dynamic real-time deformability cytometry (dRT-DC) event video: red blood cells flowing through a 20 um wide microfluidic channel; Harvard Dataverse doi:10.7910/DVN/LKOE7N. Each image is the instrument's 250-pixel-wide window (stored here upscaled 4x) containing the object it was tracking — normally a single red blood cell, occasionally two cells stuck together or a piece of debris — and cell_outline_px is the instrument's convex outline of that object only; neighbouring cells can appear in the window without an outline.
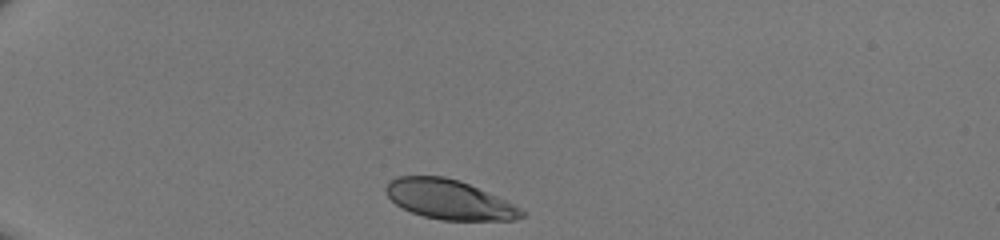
{"species": "human", "species_latin": "Homo sapiens", "temperature_condition": "room temperature", "stored_images_in_passage": 30, "camera_frame_rate_fps": 3000, "um_per_image_px": 0.085, "donor": {"sex": "male"}, "frame": {"image": 1, "passage_image": 1, "time_ms": 0.0, "image_size_px": [1000, 240], "cell_outline_px": [[528, 212], [524, 216], [516, 220], [440, 220], [424, 216], [412, 212], [396, 204], [388, 196], [384, 188], [392, 180], [400, 176], [444, 176], [460, 180], [496, 196]], "centroid_in_image_um": [38.2, 16.97], "position_along_channel_um": 46.8, "area_um2": 30.98}}
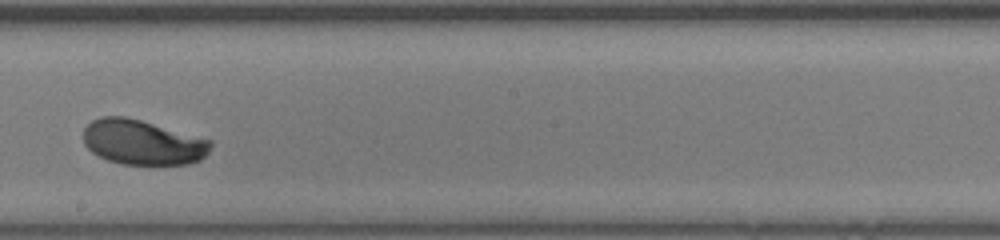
{"frame": {"image": 2, "passage_image": 18, "time_ms": 5.667, "image_size_px": [1000, 240], "cell_outline_px": [[212, 144], [208, 152], [200, 160], [188, 164], [120, 164], [108, 160], [92, 152], [84, 144], [84, 128], [92, 120], [100, 116], [124, 116], [140, 120], [212, 140]], "centroid_in_image_um": [12.11, 12.09], "position_along_channel_um": 236.1, "area_um2": 33.18}}
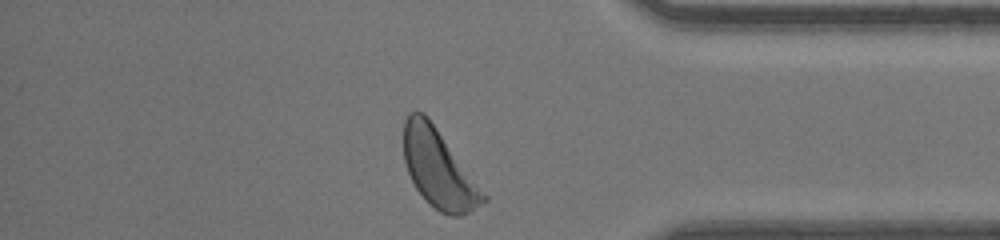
{"frame": {"image": 3, "passage_image": 30, "time_ms": 9.667, "image_size_px": [1000, 240], "cell_outline_px": [[488, 200], [468, 212], [460, 216], [448, 216], [440, 212], [416, 188], [408, 172], [404, 160], [404, 120], [412, 112], [424, 112], [428, 116], [488, 196]], "centroid_in_image_um": [37.3, 14.33], "position_along_channel_um": 397.9, "area_um2": 35.78}}